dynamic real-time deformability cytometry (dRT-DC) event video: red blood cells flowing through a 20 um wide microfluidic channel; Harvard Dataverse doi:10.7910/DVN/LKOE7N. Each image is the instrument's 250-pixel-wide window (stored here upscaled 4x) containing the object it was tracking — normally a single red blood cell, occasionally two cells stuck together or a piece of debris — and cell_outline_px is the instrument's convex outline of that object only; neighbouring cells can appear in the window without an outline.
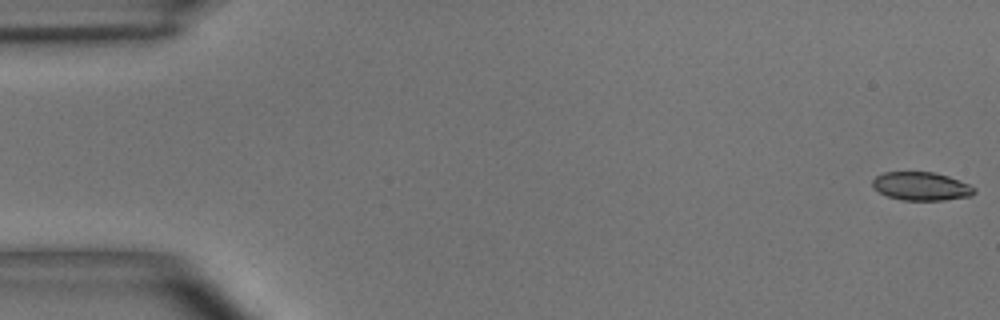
{"species": "common noctule bat (a hibernating species)", "species_latin": "Nyctalus noctula", "temperature_condition": "room temperature", "stored_images_in_passage": 5, "camera_frame_rate_fps": 3000, "um_per_image_px": 0.085, "animal": {"sex": "male", "body_mass_g": 15.6}, "frame": {"image": 1, "passage_image": 1, "time_ms": 0.0, "image_size_px": [1000, 320], "cell_outline_px": [[976, 192], [972, 196], [944, 200], [904, 200], [888, 196], [880, 192], [872, 184], [872, 180], [876, 176], [884, 172], [936, 172], [960, 180], [976, 188]], "centroid_in_image_um": [78.35, 15.82], "position_along_channel_um": 6.6, "area_um2": 16.82}}
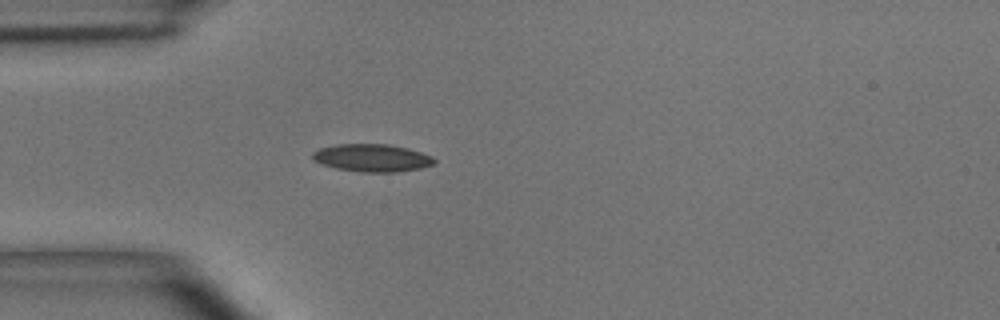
{"frame": {"image": 2, "passage_image": 5, "time_ms": 4.667, "image_size_px": [1000, 320], "cell_outline_px": [[436, 160], [432, 164], [420, 168], [396, 172], [360, 172], [336, 168], [320, 164], [312, 160], [312, 152], [320, 148], [336, 144], [388, 144], [408, 148], [432, 156]], "centroid_in_image_um": [31.58, 13.42], "position_along_channel_um": 53.4, "area_um2": 19.65}}